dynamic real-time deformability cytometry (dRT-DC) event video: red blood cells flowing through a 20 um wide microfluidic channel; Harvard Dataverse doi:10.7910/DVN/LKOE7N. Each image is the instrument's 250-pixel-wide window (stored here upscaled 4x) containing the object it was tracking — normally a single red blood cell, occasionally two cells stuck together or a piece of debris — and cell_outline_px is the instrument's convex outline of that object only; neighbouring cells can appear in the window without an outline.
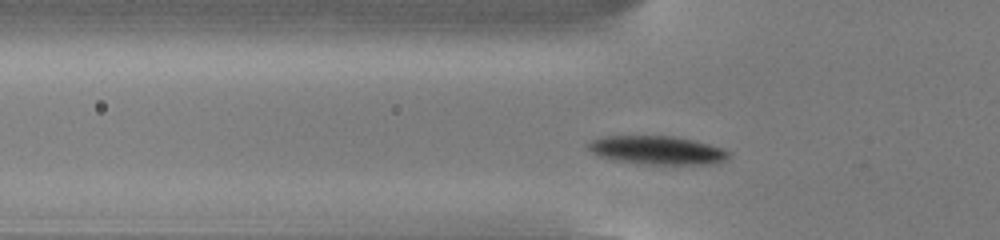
{"species": "common noctule bat (a hibernating species)", "species_latin": "Nyctalus noctula", "temperature_condition": "cold", "stored_images_in_passage": 44, "camera_frame_rate_fps": 3000, "um_per_image_px": 0.085, "animal": {"sex": "male", "body_mass_g": 13.0, "forearm_length_mm": 53.1}, "frame": {"image": 1, "passage_image": 8, "time_ms": 2.333, "image_size_px": [1000, 240], "cell_outline_px": [[732, 156], [728, 160], [720, 164], [636, 164], [612, 160], [600, 156], [592, 152], [588, 148], [588, 144], [592, 140], [604, 136], [676, 136], [708, 144], [732, 152]], "centroid_in_image_um": [55.92, 12.78], "position_along_channel_um": 69.9, "area_um2": 23.64}}
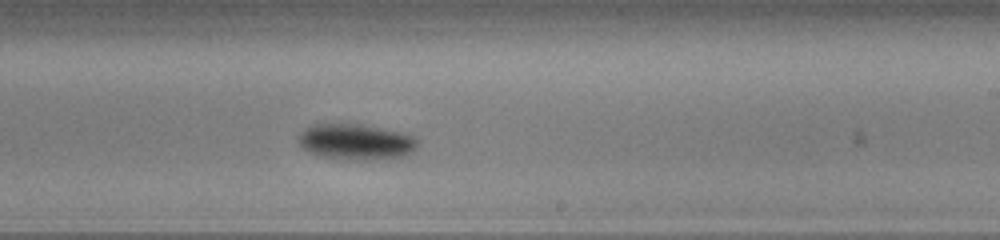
{"frame": {"image": 2, "passage_image": 23, "time_ms": 7.333, "image_size_px": [1000, 240], "cell_outline_px": [[416, 148], [412, 152], [404, 156], [388, 160], [340, 160], [320, 156], [308, 152], [300, 144], [296, 136], [304, 128], [312, 124], [360, 124], [400, 132], [412, 136], [416, 140]], "centroid_in_image_um": [30.21, 12.08], "position_along_channel_um": 258.8, "area_um2": 25.26}}
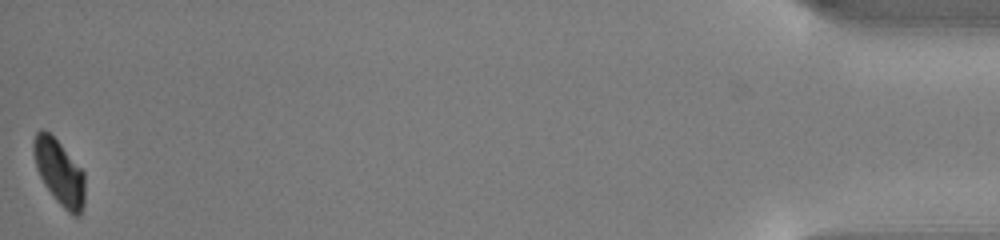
{"frame": {"image": 3, "passage_image": 44, "time_ms": 14.333, "image_size_px": [1000, 240], "cell_outline_px": [[84, 204], [80, 216], [72, 216], [56, 200], [44, 184], [36, 168], [32, 152], [32, 140], [36, 132], [40, 128], [44, 128], [60, 144], [84, 172]], "centroid_in_image_um": [5.01, 14.64], "position_along_channel_um": 430.2, "area_um2": 19.54}, "authors_computed_cell_mechanics": {"area_um2": 23.2934, "velocity_mm_per_s": 3.7944, "shape_relaxation_time_tau1_ms": 1.1819, "shape_relaxation_time_tau2_ms": null, "deformation_change_tau1": 0.1066, "deformation_change_tau2": null}}